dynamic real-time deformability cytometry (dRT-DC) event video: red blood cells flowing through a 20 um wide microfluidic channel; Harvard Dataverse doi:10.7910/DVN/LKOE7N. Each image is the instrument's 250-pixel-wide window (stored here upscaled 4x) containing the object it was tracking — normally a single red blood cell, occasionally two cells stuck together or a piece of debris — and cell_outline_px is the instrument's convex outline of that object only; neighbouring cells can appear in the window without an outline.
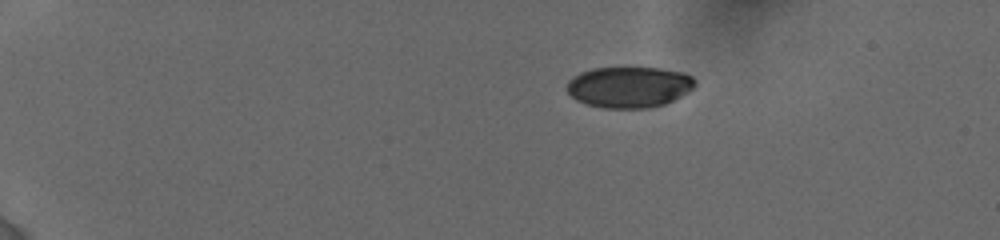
{"species": "human", "species_latin": "Homo sapiens", "temperature_condition": "cold", "stored_images_in_passage": 33, "camera_frame_rate_fps": 3000, "um_per_image_px": 0.085, "donor": {"sex": "female"}, "frame": {"image": 1, "passage_image": 1, "time_ms": 0.0, "image_size_px": [1000, 240], "cell_outline_px": [[696, 84], [692, 88], [680, 96], [664, 104], [648, 108], [604, 108], [588, 104], [576, 100], [568, 92], [568, 80], [572, 76], [580, 72], [592, 68], [660, 68], [684, 72], [692, 76], [696, 80]], "centroid_in_image_um": [53.47, 7.39], "position_along_channel_um": 31.5, "area_um2": 30.58}}
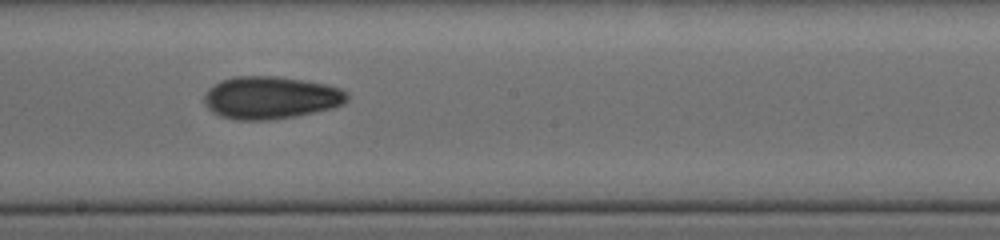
{"frame": {"image": 2, "passage_image": 18, "time_ms": 7.667, "image_size_px": [1000, 240], "cell_outline_px": [[348, 100], [344, 104], [332, 108], [296, 116], [268, 120], [236, 120], [220, 116], [212, 112], [204, 104], [204, 96], [208, 88], [220, 80], [236, 76], [276, 76], [328, 84], [340, 88], [348, 92]], "centroid_in_image_um": [23.0, 8.3], "position_along_channel_um": 225.2, "area_um2": 35.72}}
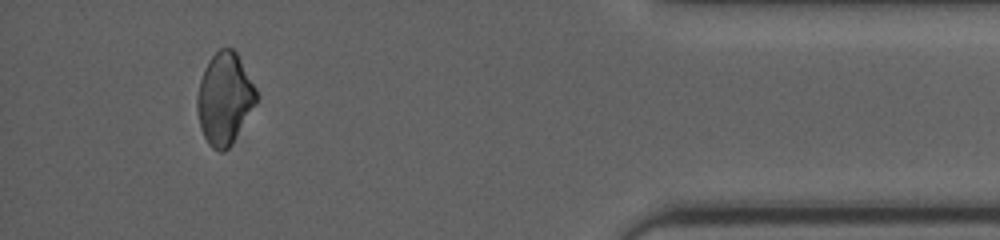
{"frame": {"image": 3, "passage_image": 31, "time_ms": 13.667, "image_size_px": [1000, 240], "cell_outline_px": [[260, 96], [256, 104], [228, 148], [224, 152], [220, 152], [212, 148], [208, 144], [200, 128], [196, 108], [196, 96], [200, 80], [204, 68], [208, 60], [220, 48], [232, 48], [236, 52], [256, 88]], "centroid_in_image_um": [19.07, 8.38], "position_along_channel_um": 416.1, "area_um2": 31.67}, "authors_computed_cell_mechanics": {"area_um2": 33.0038, "velocity_mm_per_s": 3.856, "shape_relaxation_time_tau1_ms": 7.0275, "shape_relaxation_time_tau2_ms": 5.505, "deformation_change_tau1": 0.1243, "deformation_change_tau2": 0.1029}}